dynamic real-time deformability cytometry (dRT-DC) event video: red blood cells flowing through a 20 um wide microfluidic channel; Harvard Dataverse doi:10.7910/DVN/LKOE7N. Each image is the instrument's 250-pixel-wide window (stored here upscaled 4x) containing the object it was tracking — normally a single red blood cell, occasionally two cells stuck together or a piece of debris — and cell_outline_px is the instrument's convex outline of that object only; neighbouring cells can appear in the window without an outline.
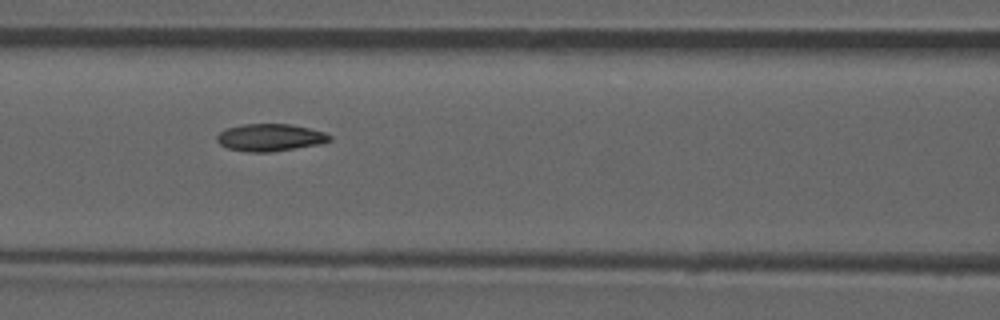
{"species": "common noctule bat (a hibernating species)", "species_latin": "Nyctalus noctula", "temperature_condition": "room temperature", "stored_images_in_passage": 53, "camera_frame_rate_fps": 3000, "um_per_image_px": 0.085, "animal": {"sex": "male", "forearm_length_mm": 52.5}, "frame": {"image": 1, "passage_image": 23, "time_ms": 7.333, "image_size_px": [1000, 320], "cell_outline_px": [[332, 140], [316, 144], [268, 152], [248, 152], [228, 148], [220, 144], [216, 140], [216, 136], [220, 132], [228, 128], [244, 124], [288, 124], [308, 128], [324, 132], [332, 136]], "centroid_in_image_um": [22.93, 11.68], "position_along_channel_um": 143.7, "area_um2": 17.57}, "authors_computed_cell_mechanics": {"area_um2": 17.9758, "velocity_mm_per_s": 3.8487, "shape_relaxation_time_tau1_ms": null, "shape_relaxation_time_tau2_ms": 2.6752, "deformation_change_tau1": null, "deformation_change_tau2": 0.0786}}